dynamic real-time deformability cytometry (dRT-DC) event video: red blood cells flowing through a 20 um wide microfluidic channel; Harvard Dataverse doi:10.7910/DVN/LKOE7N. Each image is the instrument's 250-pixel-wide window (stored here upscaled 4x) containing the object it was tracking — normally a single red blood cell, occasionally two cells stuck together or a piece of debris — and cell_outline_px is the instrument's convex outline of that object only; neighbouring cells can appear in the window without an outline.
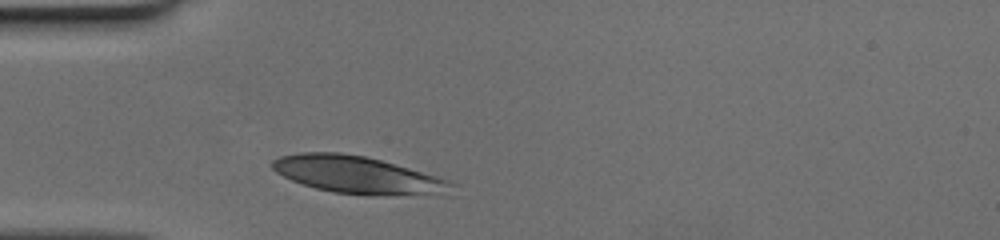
{"species": "human", "species_latin": "Homo sapiens", "temperature_condition": "cold", "stored_images_in_passage": 25, "camera_frame_rate_fps": 3000, "um_per_image_px": 0.085, "donor": {"sex": "female"}, "frame": {"image": 1, "passage_image": 1, "time_ms": 0.0, "image_size_px": [1000, 240], "cell_outline_px": [[456, 184], [428, 192], [372, 196], [364, 196], [332, 192], [316, 188], [292, 180], [276, 172], [272, 168], [272, 160], [280, 156], [300, 152], [340, 152], [364, 156], [380, 160], [436, 176], [448, 180]], "centroid_in_image_um": [30.17, 14.83], "position_along_channel_um": 54.8, "area_um2": 37.63}}
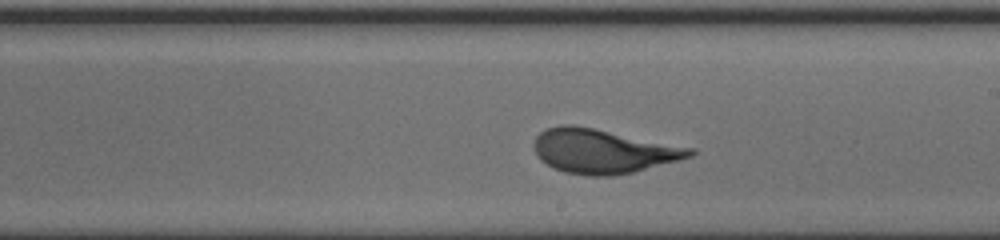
{"frame": {"image": 2, "passage_image": 15, "time_ms": 4.667, "image_size_px": [1000, 240], "cell_outline_px": [[696, 152], [692, 156], [632, 172], [612, 176], [588, 176], [564, 172], [540, 160], [532, 144], [536, 136], [540, 132], [548, 128], [560, 124], [572, 124], [696, 148]], "centroid_in_image_um": [51.24, 12.84], "position_along_channel_um": 237.8, "area_um2": 40.0}}
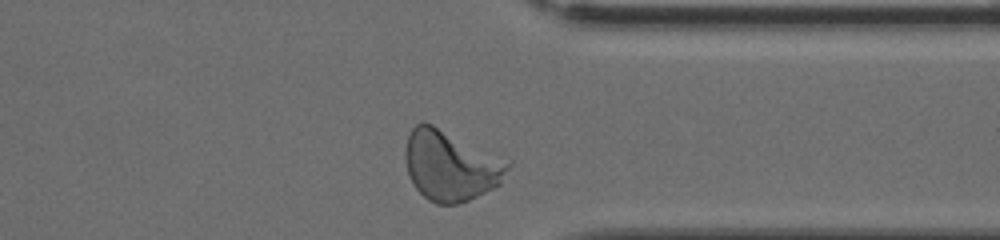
{"frame": {"image": 3, "passage_image": 25, "time_ms": 8.0, "image_size_px": [1000, 240], "cell_outline_px": [[512, 164], [500, 184], [468, 200], [456, 204], [436, 204], [428, 200], [412, 184], [408, 176], [404, 156], [404, 152], [408, 136], [412, 128], [416, 124], [424, 120], [512, 160]], "centroid_in_image_um": [38.31, 14.04], "position_along_channel_um": 373.1, "area_um2": 42.66}}